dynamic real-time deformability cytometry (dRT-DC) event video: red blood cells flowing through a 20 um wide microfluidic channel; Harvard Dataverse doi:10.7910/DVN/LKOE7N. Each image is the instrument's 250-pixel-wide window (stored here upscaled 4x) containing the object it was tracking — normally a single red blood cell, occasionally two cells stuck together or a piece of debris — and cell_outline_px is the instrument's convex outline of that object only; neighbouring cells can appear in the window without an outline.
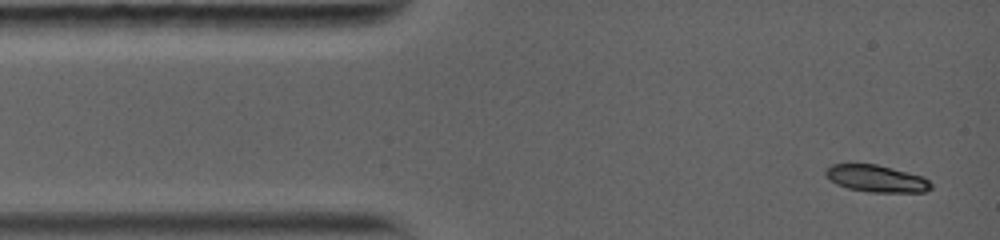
{"species": "common noctule bat (a hibernating species)", "species_latin": "Nyctalus noctula", "temperature_condition": "warm", "stored_images_in_passage": 15, "camera_frame_rate_fps": 5000, "um_per_image_px": 0.085, "animal": {"sex": "female", "body_mass_g": 19.0, "forearm_length_mm": 56.7}, "frame": {"image": 1, "passage_image": 1, "time_ms": 0.0, "image_size_px": [1000, 240], "cell_outline_px": [[932, 188], [924, 192], [868, 192], [848, 188], [836, 184], [824, 172], [832, 164], [876, 164], [924, 176], [932, 184]], "centroid_in_image_um": [74.54, 15.18], "position_along_channel_um": 10.5, "area_um2": 16.47}}
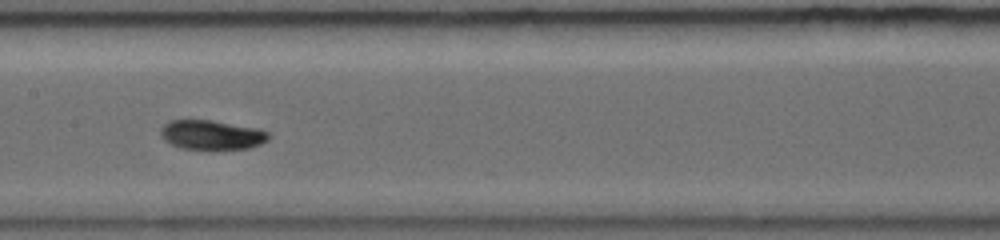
{"frame": {"image": 2, "passage_image": 7, "time_ms": 6.0, "image_size_px": [1000, 240], "cell_outline_px": [[268, 140], [260, 144], [248, 148], [180, 148], [164, 140], [160, 136], [160, 128], [168, 120], [212, 120], [256, 128], [268, 132]], "centroid_in_image_um": [17.94, 11.44], "position_along_channel_um": 189.5, "area_um2": 18.21}}
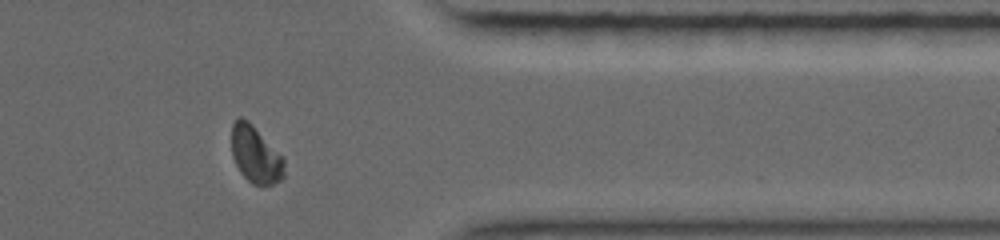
{"frame": {"image": 3, "passage_image": 13, "time_ms": 11.2, "image_size_px": [1000, 240], "cell_outline_px": [[284, 176], [280, 180], [272, 184], [252, 184], [240, 172], [232, 156], [232, 124], [240, 116], [248, 120], [284, 156]], "centroid_in_image_um": [21.74, 13.12], "position_along_channel_um": 389.7, "area_um2": 17.51}, "authors_computed_cell_mechanics": {"area_um2": 17.5134, "velocity_mm_per_s": 4.0481, "shape_relaxation_time_tau1_ms": 2.8926, "shape_relaxation_time_tau2_ms": null, "deformation_change_tau1": 0.1327, "deformation_change_tau2": null}}